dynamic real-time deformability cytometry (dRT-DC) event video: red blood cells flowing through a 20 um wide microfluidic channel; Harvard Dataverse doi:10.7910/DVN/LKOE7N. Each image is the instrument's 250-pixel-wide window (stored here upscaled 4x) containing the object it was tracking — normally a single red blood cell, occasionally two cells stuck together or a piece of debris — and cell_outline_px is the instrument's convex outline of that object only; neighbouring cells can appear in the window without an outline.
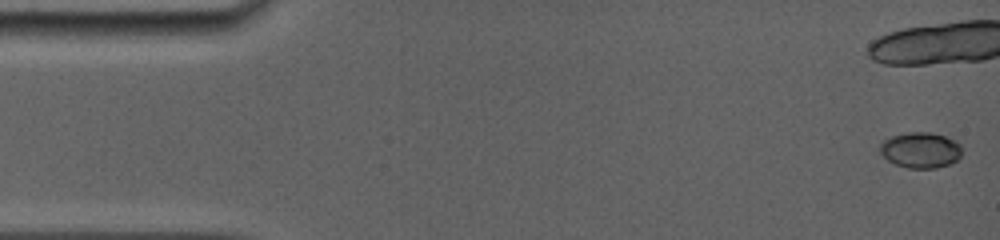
{"species": "common noctule bat (a hibernating species)", "species_latin": "Nyctalus noctula", "temperature_condition": "room temperature", "stored_images_in_passage": 11, "camera_frame_rate_fps": 5000, "um_per_image_px": 0.085, "animal": {"sex": "female", "body_mass_g": 19.0, "forearm_length_mm": 56.7}, "frame": {"image": 1, "passage_image": 1, "time_ms": 0.0, "image_size_px": [1000, 240], "cell_outline_px": [[960, 156], [956, 160], [948, 164], [936, 168], [908, 168], [896, 164], [888, 160], [880, 152], [880, 144], [884, 140], [892, 136], [908, 132], [932, 132], [956, 140], [960, 144]], "centroid_in_image_um": [78.25, 12.75], "position_along_channel_um": 6.8, "area_um2": 16.94}}